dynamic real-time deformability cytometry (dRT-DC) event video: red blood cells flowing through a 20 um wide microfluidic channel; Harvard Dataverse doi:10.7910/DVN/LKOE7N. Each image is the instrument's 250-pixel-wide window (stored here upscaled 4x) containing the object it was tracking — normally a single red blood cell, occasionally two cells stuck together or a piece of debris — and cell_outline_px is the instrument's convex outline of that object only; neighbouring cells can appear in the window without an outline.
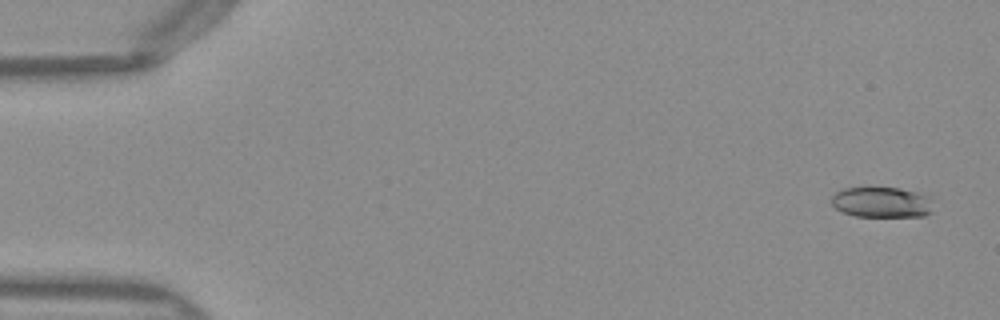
{"species": "Egyptian fruit bat (a non-hibernating species)", "species_latin": "Rousettus aegyptiacus", "temperature_condition": "warm", "stored_images_in_passage": 50, "camera_frame_rate_fps": 3000, "um_per_image_px": 0.085, "frame": {"image": 1, "passage_image": 2, "time_ms": 0.333, "image_size_px": [1000, 320], "cell_outline_px": [[932, 212], [924, 216], [856, 216], [844, 212], [836, 208], [832, 204], [832, 196], [836, 192], [844, 188], [900, 188], [920, 192], [932, 196]], "centroid_in_image_um": [75.02, 17.18], "position_along_channel_um": 10.0, "area_um2": 18.21}}
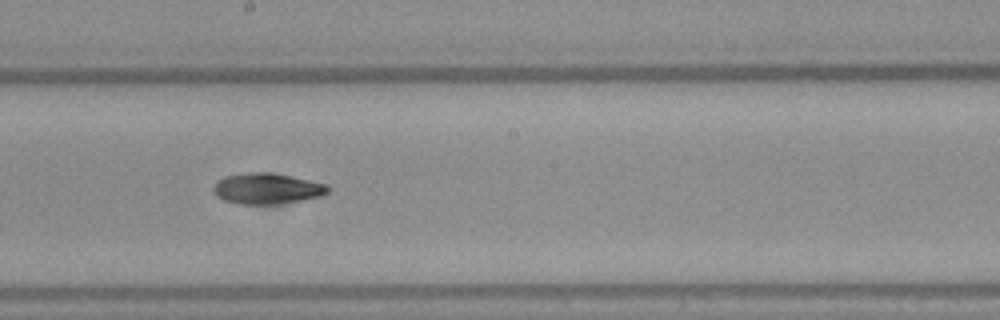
{"frame": {"image": 2, "passage_image": 28, "time_ms": 9.0, "image_size_px": [1000, 320], "cell_outline_px": [[332, 188], [328, 192], [320, 196], [280, 204], [240, 204], [224, 200], [216, 196], [212, 188], [216, 180], [224, 176], [248, 172], [268, 172], [292, 176], [328, 184]], "centroid_in_image_um": [22.69, 16.02], "position_along_channel_um": 225.5, "area_um2": 20.81}}
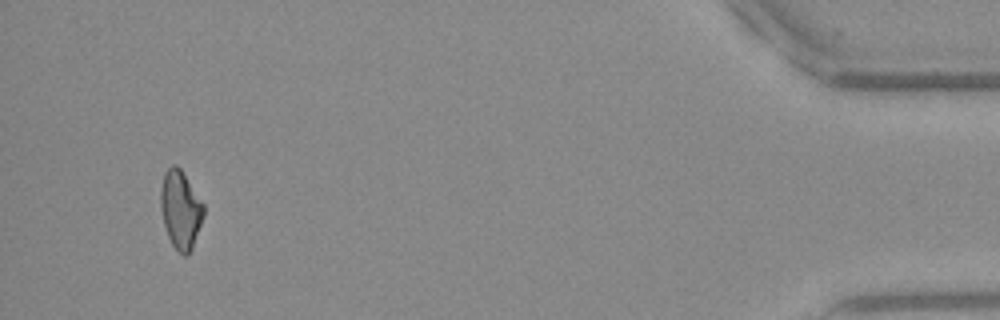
{"frame": {"image": 3, "passage_image": 48, "time_ms": 15.667, "image_size_px": [1000, 320], "cell_outline_px": [[204, 216], [192, 248], [188, 256], [184, 256], [172, 244], [168, 236], [164, 224], [160, 208], [160, 188], [164, 172], [172, 164], [176, 164], [180, 168], [204, 204]], "centroid_in_image_um": [15.34, 17.8], "position_along_channel_um": 419.9, "area_um2": 19.59}, "authors_computed_cell_mechanics": {"area_um2": 19.5942, "velocity_mm_per_s": 4.0404, "shape_relaxation_time_tau1_ms": null, "shape_relaxation_time_tau2_ms": 8.6534, "deformation_change_tau1": null, "deformation_change_tau2": 0.191}}